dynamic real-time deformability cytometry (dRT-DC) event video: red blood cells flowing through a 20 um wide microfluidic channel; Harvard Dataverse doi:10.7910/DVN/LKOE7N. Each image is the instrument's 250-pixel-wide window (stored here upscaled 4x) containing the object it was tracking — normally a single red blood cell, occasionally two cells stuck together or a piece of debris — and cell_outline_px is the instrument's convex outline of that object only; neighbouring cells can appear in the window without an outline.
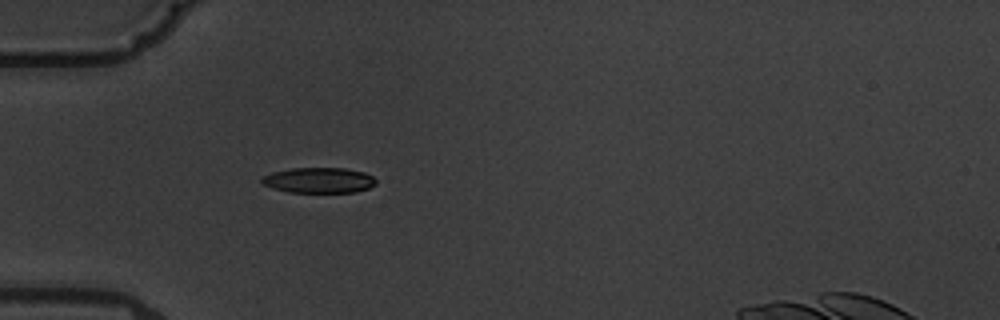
{"species": "common noctule bat (a hibernating species)", "species_latin": "Nyctalus noctula", "temperature_condition": "warm", "stored_images_in_passage": 1, "camera_frame_rate_fps": 3000, "um_per_image_px": 0.085, "animal": {"sex": "male", "body_mass_g": 19.5, "forearm_length_mm": 54.6}, "frame": {"image": 1, "passage_image": 1, "time_ms": 0.0, "image_size_px": [1000, 320], "cell_outline_px": [[376, 184], [368, 188], [356, 192], [288, 192], [272, 188], [260, 184], [260, 180], [264, 176], [272, 172], [292, 168], [344, 168], [364, 172], [372, 176], [376, 180]], "centroid_in_image_um": [27.08, 15.32], "position_along_channel_um": 57.9, "area_um2": 16.99}}